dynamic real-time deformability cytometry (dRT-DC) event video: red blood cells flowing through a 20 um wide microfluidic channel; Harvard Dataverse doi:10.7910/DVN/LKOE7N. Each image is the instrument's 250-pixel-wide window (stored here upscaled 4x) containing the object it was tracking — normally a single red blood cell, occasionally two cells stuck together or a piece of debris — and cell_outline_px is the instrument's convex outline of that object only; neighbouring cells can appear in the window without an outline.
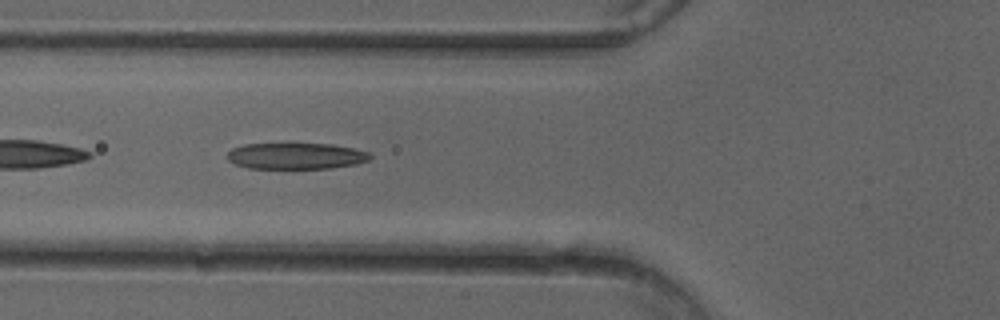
{"species": "common noctule bat (a hibernating species)", "species_latin": "Nyctalus noctula", "temperature_condition": "cold", "stored_images_in_passage": 51, "camera_frame_rate_fps": 3000, "um_per_image_px": 0.085, "animal": {"sex": "female"}, "frame": {"image": 1, "passage_image": 19, "time_ms": 6.0, "image_size_px": [1000, 320], "cell_outline_px": [[372, 156], [368, 160], [356, 164], [328, 168], [248, 168], [236, 164], [228, 160], [224, 156], [232, 148], [244, 144], [288, 140], [332, 144], [352, 148], [368, 152]], "centroid_in_image_um": [25.08, 13.19], "position_along_channel_um": 100.7, "area_um2": 23.0}}
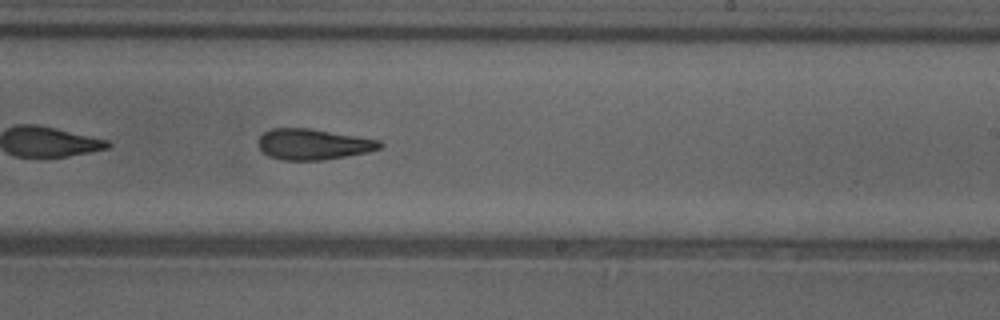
{"frame": {"image": 2, "passage_image": 31, "time_ms": 10.0, "image_size_px": [1000, 320], "cell_outline_px": [[384, 144], [380, 148], [368, 152], [320, 160], [280, 160], [268, 156], [260, 148], [260, 136], [264, 132], [272, 128], [308, 128], [380, 140]], "centroid_in_image_um": [26.62, 12.26], "position_along_channel_um": 262.4, "area_um2": 21.56}}
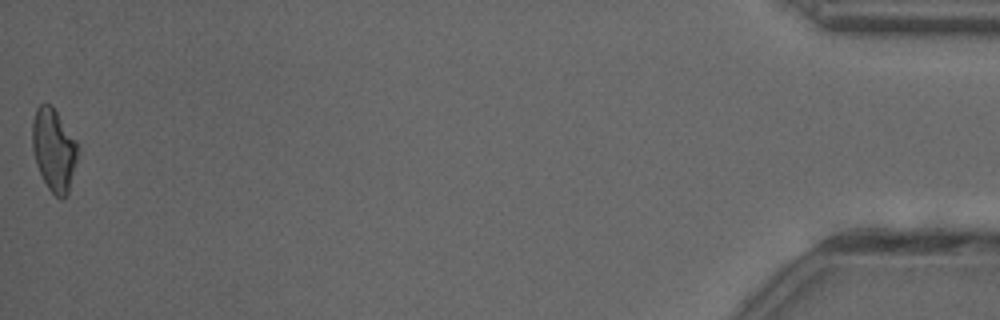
{"frame": {"image": 3, "passage_image": 51, "time_ms": 16.667, "image_size_px": [1000, 320], "cell_outline_px": [[80, 148], [68, 192], [60, 200], [48, 188], [36, 164], [32, 148], [32, 120], [36, 108], [40, 104], [52, 104], [76, 140]], "centroid_in_image_um": [4.58, 12.69], "position_along_channel_um": 430.6, "area_um2": 21.96}, "authors_computed_cell_mechanics": {"area_um2": 22.6576, "velocity_mm_per_s": 4.0336, "shape_relaxation_time_tau1_ms": 8.8327, "shape_relaxation_time_tau2_ms": 3.5913, "deformation_change_tau1": 0.1962, "deformation_change_tau2": 0.1449}}